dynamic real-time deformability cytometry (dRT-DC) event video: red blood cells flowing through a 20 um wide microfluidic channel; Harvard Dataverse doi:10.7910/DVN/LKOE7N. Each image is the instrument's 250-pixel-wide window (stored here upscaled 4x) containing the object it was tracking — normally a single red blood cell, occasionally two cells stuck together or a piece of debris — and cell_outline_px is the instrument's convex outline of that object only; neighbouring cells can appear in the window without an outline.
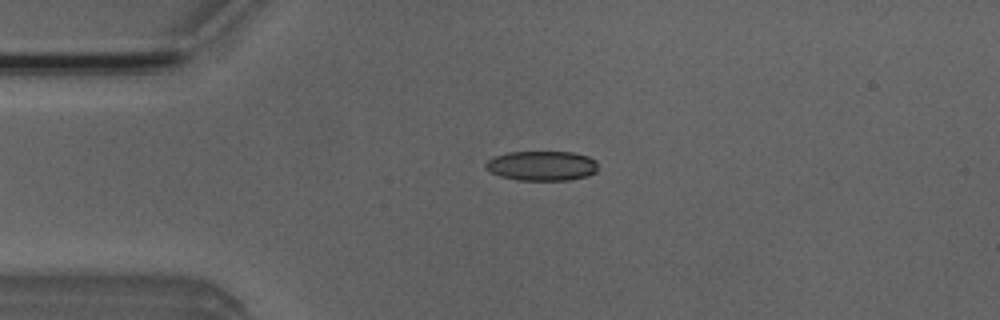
{"species": "Egyptian fruit bat (a non-hibernating species)", "species_latin": "Rousettus aegyptiacus", "temperature_condition": "room temperature", "stored_images_in_passage": 4, "camera_frame_rate_fps": 3000, "um_per_image_px": 0.085, "animal": {"sex": "male"}, "frame": {"image": 1, "passage_image": 3, "time_ms": 2.333, "image_size_px": [1000, 320], "cell_outline_px": [[596, 172], [588, 176], [568, 180], [516, 180], [500, 176], [484, 168], [484, 164], [492, 156], [508, 152], [572, 152], [588, 156], [596, 160]], "centroid_in_image_um": [46.03, 14.09], "position_along_channel_um": 39.0, "area_um2": 19.59}}